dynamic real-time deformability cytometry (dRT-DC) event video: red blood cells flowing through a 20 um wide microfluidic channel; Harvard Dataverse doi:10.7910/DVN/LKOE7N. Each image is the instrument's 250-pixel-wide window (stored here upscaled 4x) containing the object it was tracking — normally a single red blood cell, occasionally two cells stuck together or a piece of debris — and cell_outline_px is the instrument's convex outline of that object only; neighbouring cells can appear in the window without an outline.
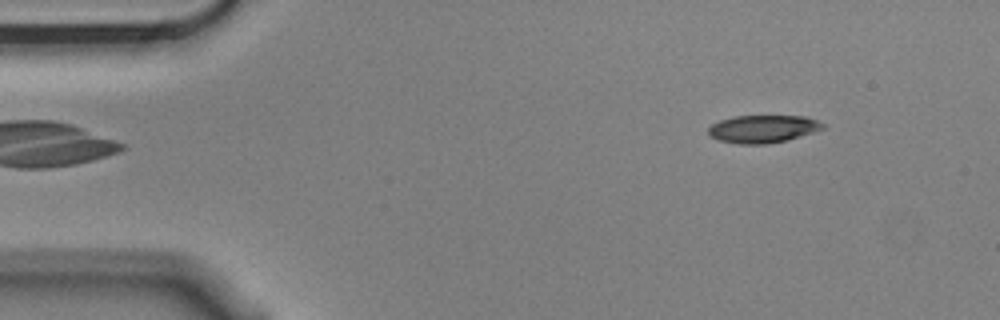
{"species": "Egyptian fruit bat (a non-hibernating species)", "species_latin": "Rousettus aegyptiacus", "temperature_condition": "cold", "stored_images_in_passage": 3, "camera_frame_rate_fps": 3000, "um_per_image_px": 0.085, "animal": {"sex": "male"}, "frame": {"image": 1, "passage_image": 1, "time_ms": 0.0, "image_size_px": [1000, 320], "cell_outline_px": [[824, 128], [788, 140], [768, 144], [736, 144], [720, 140], [708, 136], [708, 128], [712, 124], [720, 120], [736, 116], [804, 116], [816, 120], [824, 124]], "centroid_in_image_um": [64.81, 10.96], "position_along_channel_um": 20.2, "area_um2": 18.44}}